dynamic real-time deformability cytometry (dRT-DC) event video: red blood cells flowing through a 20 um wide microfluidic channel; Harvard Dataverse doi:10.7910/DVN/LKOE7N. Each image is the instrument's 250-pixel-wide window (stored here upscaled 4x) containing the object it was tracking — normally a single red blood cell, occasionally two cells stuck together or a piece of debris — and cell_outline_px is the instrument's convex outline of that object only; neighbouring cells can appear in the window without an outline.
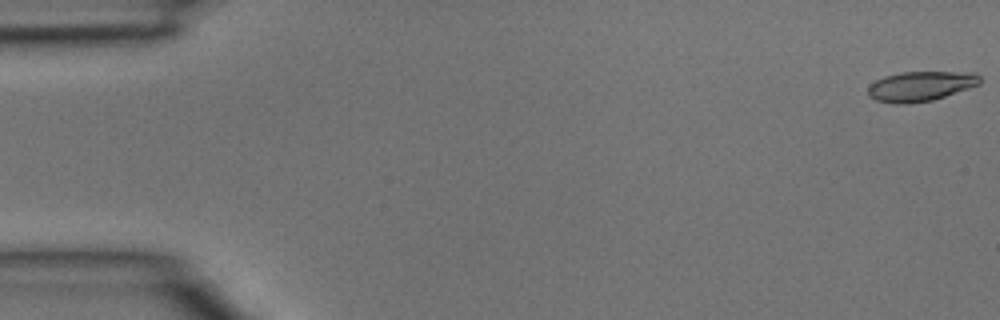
{"species": "common noctule bat (a hibernating species)", "species_latin": "Nyctalus noctula", "temperature_condition": "room temperature", "stored_images_in_passage": 4, "camera_frame_rate_fps": 3000, "um_per_image_px": 0.085, "animal": {"sex": "male", "body_mass_g": 15.6}, "frame": {"image": 1, "passage_image": 1, "time_ms": 0.0, "image_size_px": [1000, 320], "cell_outline_px": [[980, 84], [932, 100], [908, 104], [896, 104], [876, 100], [868, 96], [868, 88], [876, 80], [884, 76], [900, 72], [976, 72], [980, 76]], "centroid_in_image_um": [78.24, 7.32], "position_along_channel_um": 6.8, "area_um2": 19.42}}
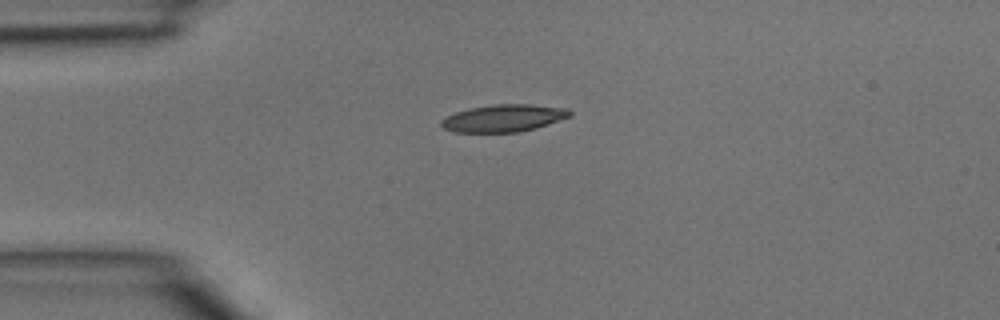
{"frame": {"image": 2, "passage_image": 4, "time_ms": 1.0, "image_size_px": [1000, 320], "cell_outline_px": [[572, 116], [536, 128], [520, 132], [452, 132], [444, 128], [440, 124], [440, 120], [456, 112], [468, 108], [492, 104], [528, 104], [568, 108], [572, 112]], "centroid_in_image_um": [42.82, 10.04], "position_along_channel_um": 42.2, "area_um2": 20.58}}